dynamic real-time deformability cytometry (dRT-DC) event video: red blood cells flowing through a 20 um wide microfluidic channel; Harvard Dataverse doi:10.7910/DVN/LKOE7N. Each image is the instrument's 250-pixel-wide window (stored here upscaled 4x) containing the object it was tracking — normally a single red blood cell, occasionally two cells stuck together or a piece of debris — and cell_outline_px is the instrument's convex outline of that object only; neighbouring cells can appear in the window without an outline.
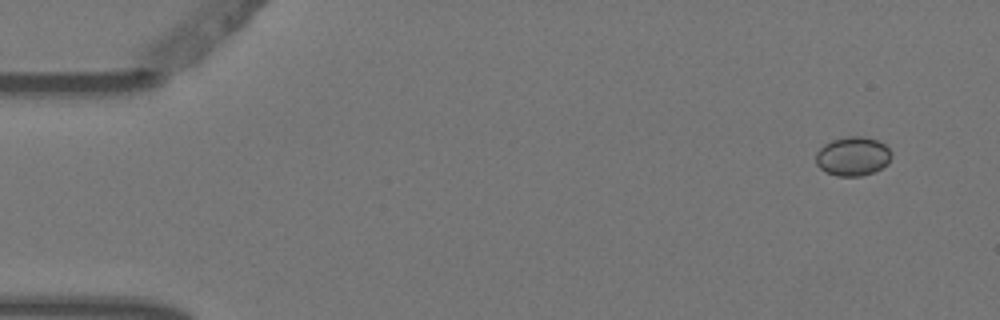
{"species": "Egyptian fruit bat (a non-hibernating species)", "species_latin": "Rousettus aegyptiacus", "temperature_condition": "warm", "stored_images_in_passage": 9, "camera_frame_rate_fps": 3000, "um_per_image_px": 0.085, "animal": {"sex": "female"}, "frame": {"image": 1, "passage_image": 1, "time_ms": 0.0, "image_size_px": [1000, 320], "cell_outline_px": [[892, 156], [888, 164], [872, 172], [860, 176], [836, 176], [820, 168], [816, 164], [816, 152], [824, 144], [832, 140], [848, 136], [860, 136], [876, 140], [884, 144], [892, 152]], "centroid_in_image_um": [72.49, 13.28], "position_along_channel_um": 12.5, "area_um2": 17.11}}
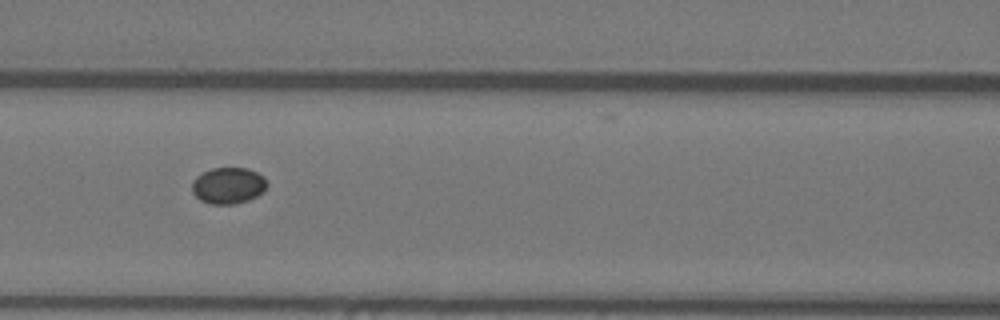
{"frame": {"image": 2, "passage_image": 6, "time_ms": 1.667, "image_size_px": [1000, 320], "cell_outline_px": [[268, 184], [264, 192], [248, 200], [236, 204], [212, 204], [200, 200], [192, 192], [192, 180], [196, 176], [212, 168], [248, 168], [264, 176]], "centroid_in_image_um": [19.41, 15.77], "position_along_channel_um": 147.2, "area_um2": 16.01}}
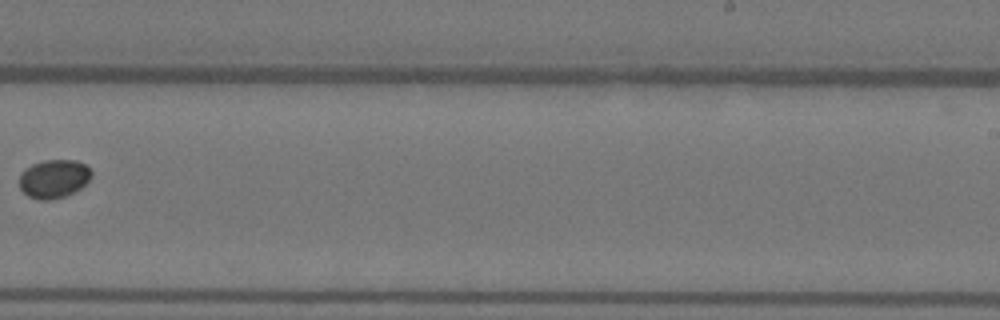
{"frame": {"image": 3, "passage_image": 9, "time_ms": 2.667, "image_size_px": [1000, 320], "cell_outline_px": [[92, 176], [80, 188], [64, 196], [52, 200], [40, 200], [28, 196], [20, 188], [20, 172], [24, 168], [32, 164], [44, 160], [76, 160], [84, 164], [92, 172]], "centroid_in_image_um": [4.55, 15.18], "position_along_channel_um": 284.5, "area_um2": 16.13}}